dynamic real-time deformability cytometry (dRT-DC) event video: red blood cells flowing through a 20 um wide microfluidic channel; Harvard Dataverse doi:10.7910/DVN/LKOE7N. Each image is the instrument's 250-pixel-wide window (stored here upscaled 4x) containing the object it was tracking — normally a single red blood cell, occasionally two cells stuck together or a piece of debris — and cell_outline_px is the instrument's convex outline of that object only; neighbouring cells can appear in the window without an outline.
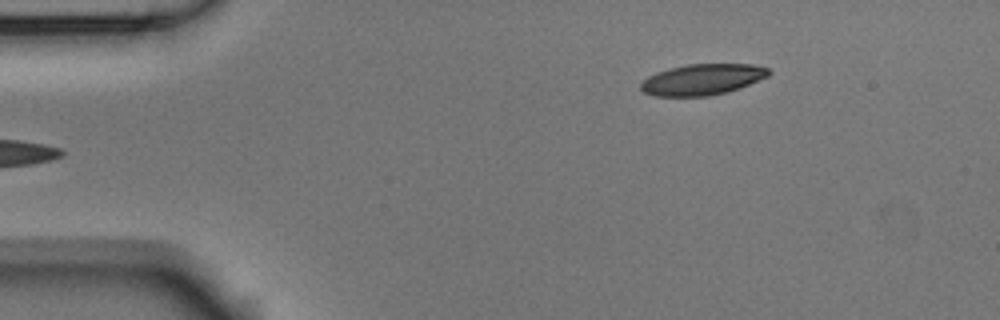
{"species": "Egyptian fruit bat (a non-hibernating species)", "species_latin": "Rousettus aegyptiacus", "temperature_condition": "room temperature", "stored_images_in_passage": 47, "camera_frame_rate_fps": 3000, "um_per_image_px": 0.085, "animal": {"sex": "male"}, "frame": {"image": 1, "passage_image": 1, "time_ms": 0.0, "image_size_px": [1000, 320], "cell_outline_px": [[772, 72], [768, 76], [740, 88], [728, 92], [708, 96], [656, 96], [644, 92], [640, 88], [640, 84], [648, 76], [656, 72], [668, 68], [688, 64], [752, 64], [768, 68]], "centroid_in_image_um": [59.7, 6.75], "position_along_channel_um": 25.3, "area_um2": 23.18}}
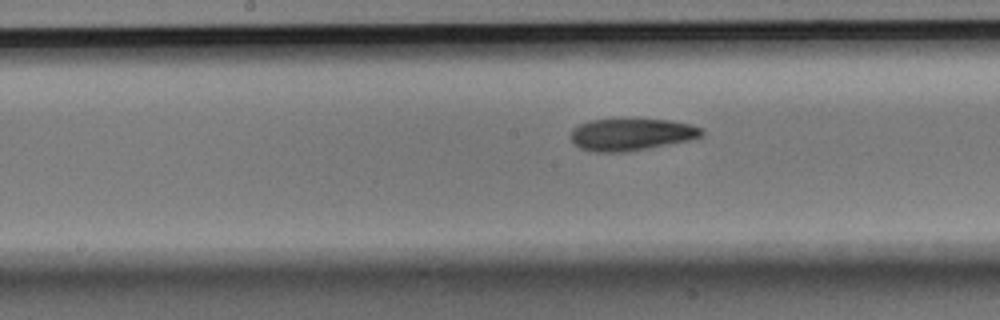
{"frame": {"image": 2, "passage_image": 20, "time_ms": 6.333, "image_size_px": [1000, 320], "cell_outline_px": [[704, 132], [700, 136], [688, 140], [628, 152], [592, 152], [580, 148], [572, 140], [572, 128], [588, 120], [668, 120], [688, 124], [704, 128]], "centroid_in_image_um": [53.64, 11.44], "position_along_channel_um": 194.6, "area_um2": 24.1}}
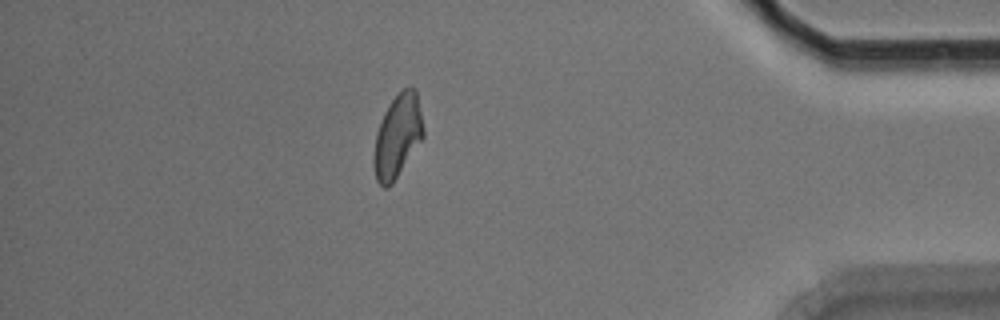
{"frame": {"image": 3, "passage_image": 40, "time_ms": 13.0, "image_size_px": [1000, 320], "cell_outline_px": [[424, 136], [392, 184], [388, 188], [384, 188], [376, 180], [372, 164], [372, 156], [376, 132], [384, 112], [388, 104], [404, 88], [416, 88], [424, 128]], "centroid_in_image_um": [33.76, 11.6], "position_along_channel_um": 401.4, "area_um2": 24.1}, "authors_computed_cell_mechanics": {"area_um2": 24.1604, "velocity_mm_per_s": 3.7039, "shape_relaxation_time_tau1_ms": 6.6174, "shape_relaxation_time_tau2_ms": 3.5105, "deformation_change_tau1": 0.1695, "deformation_change_tau2": 0.1058}}